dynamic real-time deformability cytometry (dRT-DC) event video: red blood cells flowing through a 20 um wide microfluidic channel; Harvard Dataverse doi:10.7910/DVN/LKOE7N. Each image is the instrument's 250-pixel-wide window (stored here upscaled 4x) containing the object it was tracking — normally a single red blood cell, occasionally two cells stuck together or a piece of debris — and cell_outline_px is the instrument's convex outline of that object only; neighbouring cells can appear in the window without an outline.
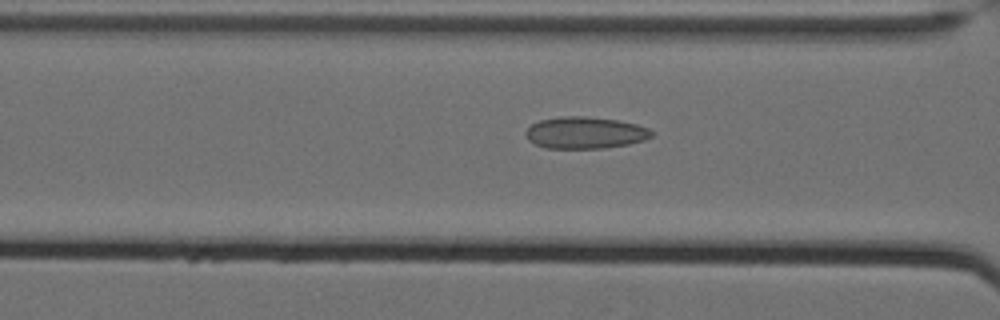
{"species": "Egyptian fruit bat (a non-hibernating species)", "species_latin": "Rousettus aegyptiacus", "temperature_condition": "cold", "stored_images_in_passage": 12, "camera_frame_rate_fps": 3000, "um_per_image_px": 0.085, "animal": {"sex": "female"}, "frame": {"image": 1, "passage_image": 9, "time_ms": 2.667, "image_size_px": [1000, 320], "cell_outline_px": [[652, 136], [644, 140], [628, 144], [604, 148], [544, 148], [528, 140], [524, 132], [532, 124], [540, 120], [560, 116], [584, 116], [616, 120], [636, 124], [648, 128], [652, 132]], "centroid_in_image_um": [49.71, 11.28], "position_along_channel_um": 116.9, "area_um2": 23.24}}